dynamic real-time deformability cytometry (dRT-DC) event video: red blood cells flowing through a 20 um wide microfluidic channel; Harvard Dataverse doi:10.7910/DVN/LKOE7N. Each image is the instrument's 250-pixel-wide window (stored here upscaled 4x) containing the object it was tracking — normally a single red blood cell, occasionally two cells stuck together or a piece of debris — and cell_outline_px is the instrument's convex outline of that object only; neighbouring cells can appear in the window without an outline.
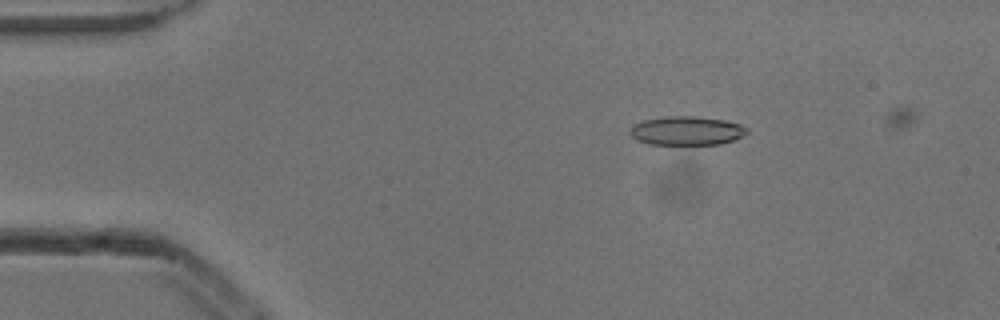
{"species": "common noctule bat (a hibernating species)", "species_latin": "Nyctalus noctula", "temperature_condition": "cold", "stored_images_in_passage": 4, "camera_frame_rate_fps": 3000, "um_per_image_px": 0.085, "animal": {"sex": "male", "body_mass_g": 13.3}, "frame": {"image": 1, "passage_image": 2, "time_ms": 0.333, "image_size_px": [1000, 320], "cell_outline_px": [[748, 132], [744, 136], [720, 144], [648, 144], [636, 140], [628, 132], [628, 128], [632, 124], [644, 120], [668, 116], [692, 116], [724, 120], [740, 124], [748, 128]], "centroid_in_image_um": [58.33, 11.11], "position_along_channel_um": 26.7, "area_um2": 19.77}}
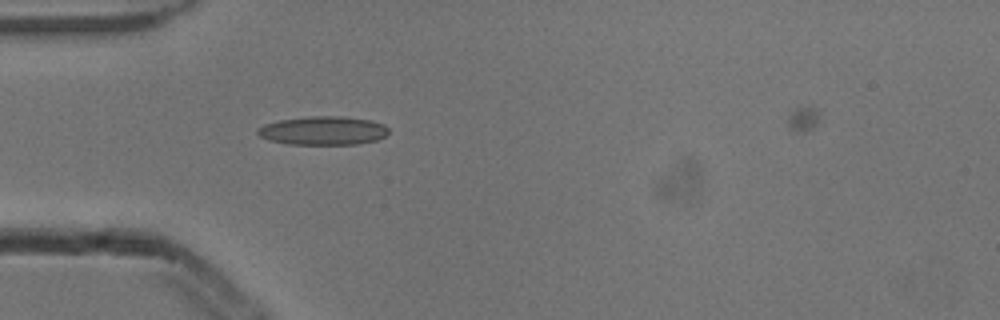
{"frame": {"image": 2, "passage_image": 4, "time_ms": 1.0, "image_size_px": [1000, 320], "cell_outline_px": [[388, 132], [384, 136], [376, 140], [356, 144], [288, 144], [268, 140], [260, 136], [256, 132], [256, 128], [264, 124], [280, 120], [312, 116], [344, 116], [372, 120], [384, 124], [388, 128]], "centroid_in_image_um": [27.45, 11.1], "position_along_channel_um": 57.5, "area_um2": 21.91}}